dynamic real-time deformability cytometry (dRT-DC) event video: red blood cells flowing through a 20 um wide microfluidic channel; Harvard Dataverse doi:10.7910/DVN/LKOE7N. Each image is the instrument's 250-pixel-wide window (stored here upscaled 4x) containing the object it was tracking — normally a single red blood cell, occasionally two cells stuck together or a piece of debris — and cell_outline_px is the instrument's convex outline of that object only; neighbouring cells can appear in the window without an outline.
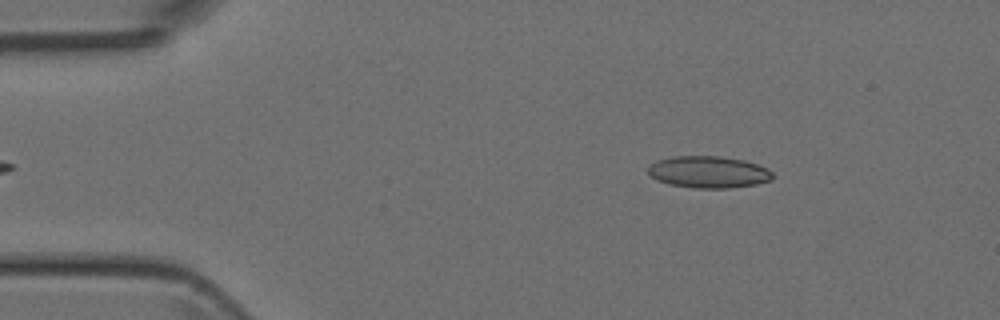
{"species": "Egyptian fruit bat (a non-hibernating species)", "species_latin": "Rousettus aegyptiacus", "temperature_condition": "room temperature", "stored_images_in_passage": 45, "camera_frame_rate_fps": 3000, "um_per_image_px": 0.085, "animal": {"sex": "female"}, "frame": {"image": 1, "passage_image": 5, "time_ms": 1.333, "image_size_px": [1000, 320], "cell_outline_px": [[772, 180], [756, 184], [728, 188], [692, 188], [668, 184], [656, 180], [648, 172], [648, 164], [656, 160], [672, 156], [720, 156], [744, 160], [768, 168], [772, 172]], "centroid_in_image_um": [60.19, 14.62], "position_along_channel_um": 24.8, "area_um2": 23.29}}
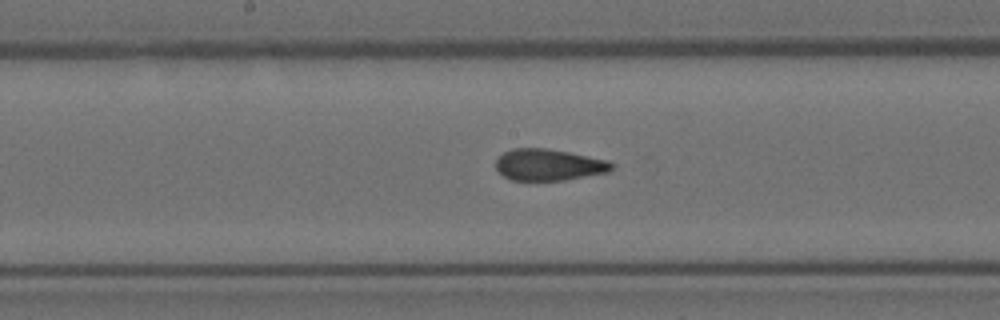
{"frame": {"image": 2, "passage_image": 22, "time_ms": 7.0, "image_size_px": [1000, 320], "cell_outline_px": [[616, 164], [608, 172], [564, 180], [512, 180], [504, 176], [496, 168], [496, 160], [504, 152], [512, 148], [548, 148], [608, 160]], "centroid_in_image_um": [46.65, 14.0], "position_along_channel_um": 201.5, "area_um2": 21.21}}
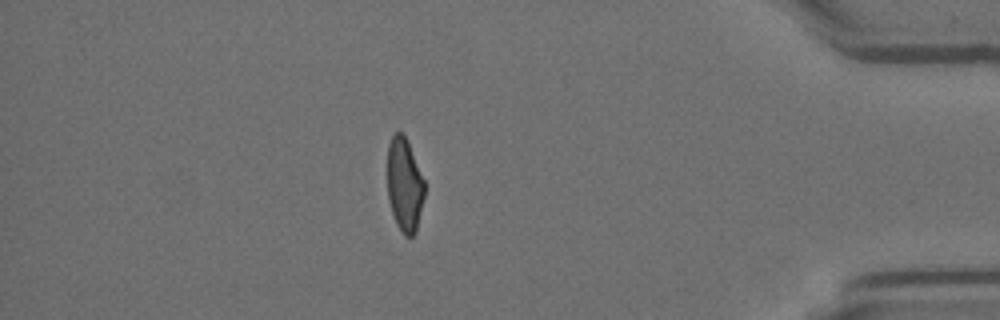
{"frame": {"image": 3, "passage_image": 39, "time_ms": 12.667, "image_size_px": [1000, 320], "cell_outline_px": [[424, 196], [416, 232], [412, 236], [404, 236], [396, 224], [392, 212], [388, 196], [388, 144], [392, 136], [396, 132], [400, 132], [404, 136], [408, 144], [424, 180]], "centroid_in_image_um": [34.38, 15.75], "position_along_channel_um": 400.8, "area_um2": 19.88}}